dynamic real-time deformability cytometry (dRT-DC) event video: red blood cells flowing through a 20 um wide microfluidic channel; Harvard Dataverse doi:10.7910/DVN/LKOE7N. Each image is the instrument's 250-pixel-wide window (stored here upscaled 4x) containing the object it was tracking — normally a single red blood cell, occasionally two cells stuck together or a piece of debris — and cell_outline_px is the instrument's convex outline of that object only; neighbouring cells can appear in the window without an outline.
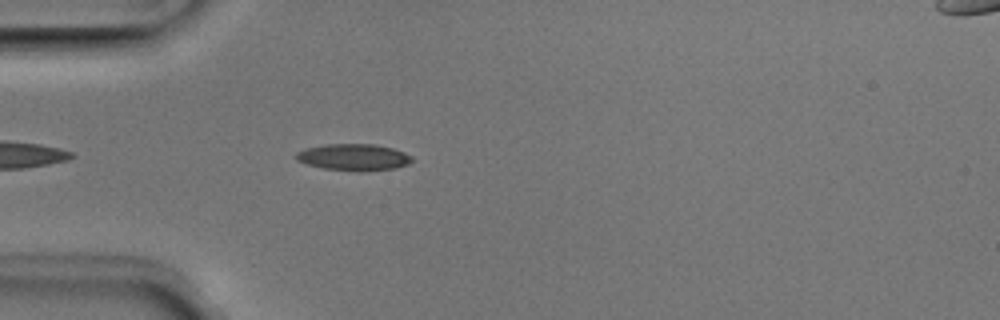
{"species": "Egyptian fruit bat (a non-hibernating species)", "species_latin": "Rousettus aegyptiacus", "temperature_condition": "room temperature", "stored_images_in_passage": 40, "camera_frame_rate_fps": 3000, "um_per_image_px": 0.085, "animal": {"sex": "male"}, "frame": {"image": 1, "passage_image": 4, "time_ms": 1.0, "image_size_px": [1000, 320], "cell_outline_px": [[412, 160], [408, 164], [392, 168], [360, 172], [324, 168], [308, 164], [296, 160], [296, 152], [304, 148], [324, 144], [376, 144], [392, 148], [404, 152], [412, 156]], "centroid_in_image_um": [30.04, 13.35], "position_along_channel_um": 55.0, "area_um2": 17.98}}
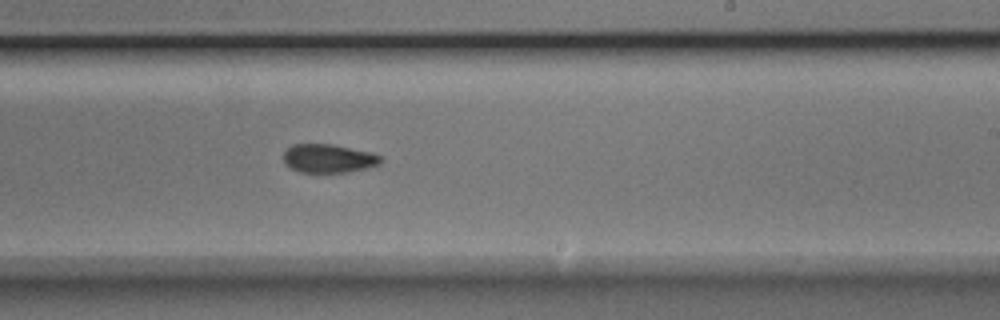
{"frame": {"image": 2, "passage_image": 20, "time_ms": 6.333, "image_size_px": [1000, 320], "cell_outline_px": [[380, 164], [368, 168], [348, 172], [300, 172], [284, 164], [284, 152], [292, 144], [332, 144], [372, 152], [380, 156]], "centroid_in_image_um": [27.92, 13.46], "position_along_channel_um": 261.1, "area_um2": 16.18}}
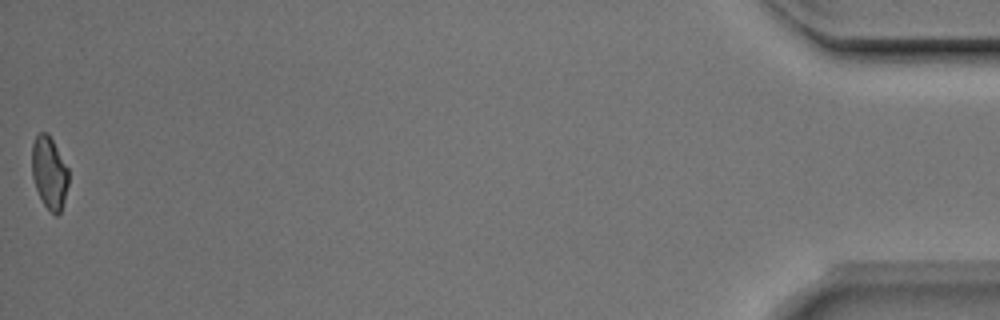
{"frame": {"image": 3, "passage_image": 40, "time_ms": 13.0, "image_size_px": [1000, 320], "cell_outline_px": [[68, 184], [64, 200], [60, 212], [56, 216], [44, 204], [36, 188], [32, 176], [32, 144], [36, 136], [40, 132], [48, 132], [68, 168]], "centroid_in_image_um": [4.19, 14.65], "position_along_channel_um": 431.0, "area_um2": 15.26}, "authors_computed_cell_mechanics": {"area_um2": 16.6464, "velocity_mm_per_s": 4.0048, "shape_relaxation_time_tau1_ms": 5.4478, "shape_relaxation_time_tau2_ms": 4.6781, "deformation_change_tau1": 0.1643, "deformation_change_tau2": 0.0939}}